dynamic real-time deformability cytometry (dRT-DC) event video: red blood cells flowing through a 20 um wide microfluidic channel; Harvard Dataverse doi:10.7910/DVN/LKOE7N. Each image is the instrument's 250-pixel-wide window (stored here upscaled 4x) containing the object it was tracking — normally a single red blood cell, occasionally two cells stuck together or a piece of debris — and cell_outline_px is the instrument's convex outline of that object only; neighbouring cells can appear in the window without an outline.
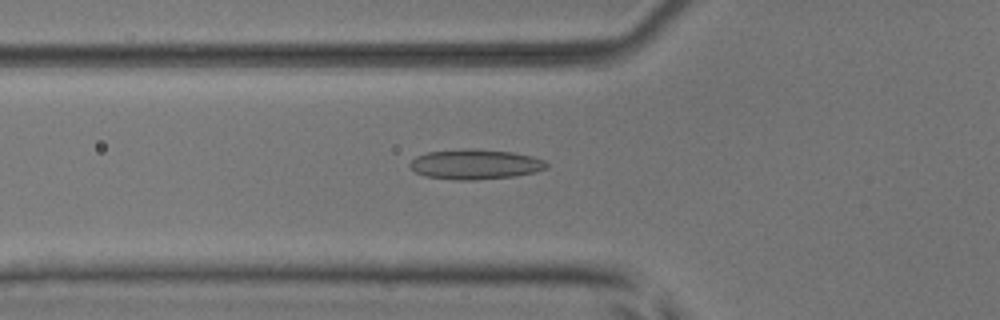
{"species": "common noctule bat (a hibernating species)", "species_latin": "Nyctalus noctula", "temperature_condition": "room temperature", "stored_images_in_passage": 47, "camera_frame_rate_fps": 3000, "um_per_image_px": 0.085, "animal": {"sex": "male", "body_mass_g": 17.9, "forearm_length_mm": 54.2}, "frame": {"image": 1, "passage_image": 13, "time_ms": 4.0, "image_size_px": [1000, 320], "cell_outline_px": [[548, 168], [536, 172], [516, 176], [476, 180], [456, 180], [424, 176], [416, 172], [408, 164], [416, 156], [428, 152], [464, 148], [472, 148], [512, 152], [532, 156], [544, 160], [548, 164]], "centroid_in_image_um": [40.41, 13.96], "position_along_channel_um": 85.4, "area_um2": 24.1}}
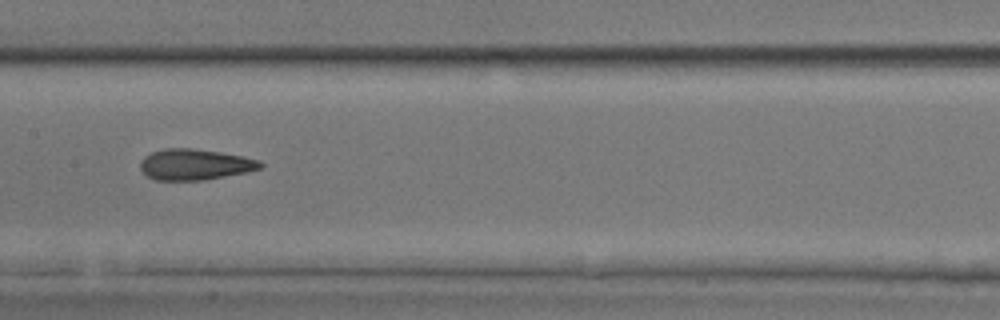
{"frame": {"image": 2, "passage_image": 21, "time_ms": 6.667, "image_size_px": [1000, 320], "cell_outline_px": [[264, 164], [260, 168], [248, 172], [204, 180], [156, 180], [148, 176], [140, 168], [140, 160], [144, 156], [152, 152], [164, 148], [192, 148], [220, 152], [244, 156], [260, 160]], "centroid_in_image_um": [16.58, 13.97], "position_along_channel_um": 190.8, "area_um2": 21.73}}
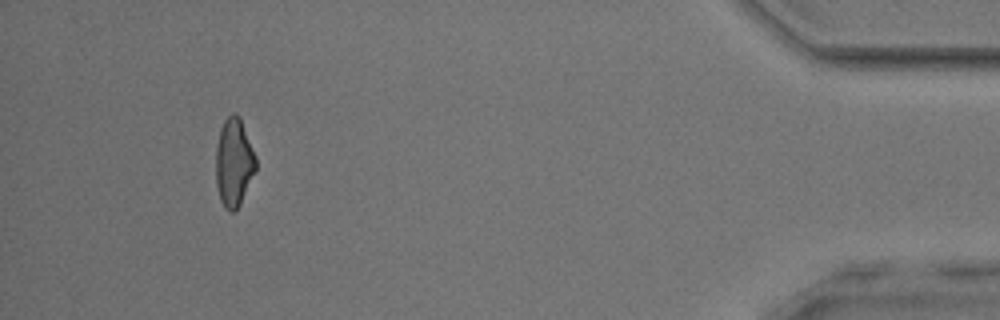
{"frame": {"image": 3, "passage_image": 43, "time_ms": 14.0, "image_size_px": [1000, 320], "cell_outline_px": [[256, 172], [240, 204], [232, 212], [228, 212], [224, 208], [220, 200], [216, 184], [216, 148], [220, 128], [224, 120], [232, 112], [236, 112], [240, 116], [256, 156]], "centroid_in_image_um": [19.89, 13.8], "position_along_channel_um": 415.3, "area_um2": 20.87}, "authors_computed_cell_mechanics": {"area_um2": 21.4438, "velocity_mm_per_s": 3.9409, "shape_relaxation_time_tau1_ms": 7.5253, "shape_relaxation_time_tau2_ms": 1.9584, "deformation_change_tau1": 0.1735, "deformation_change_tau2": 0.1064}}